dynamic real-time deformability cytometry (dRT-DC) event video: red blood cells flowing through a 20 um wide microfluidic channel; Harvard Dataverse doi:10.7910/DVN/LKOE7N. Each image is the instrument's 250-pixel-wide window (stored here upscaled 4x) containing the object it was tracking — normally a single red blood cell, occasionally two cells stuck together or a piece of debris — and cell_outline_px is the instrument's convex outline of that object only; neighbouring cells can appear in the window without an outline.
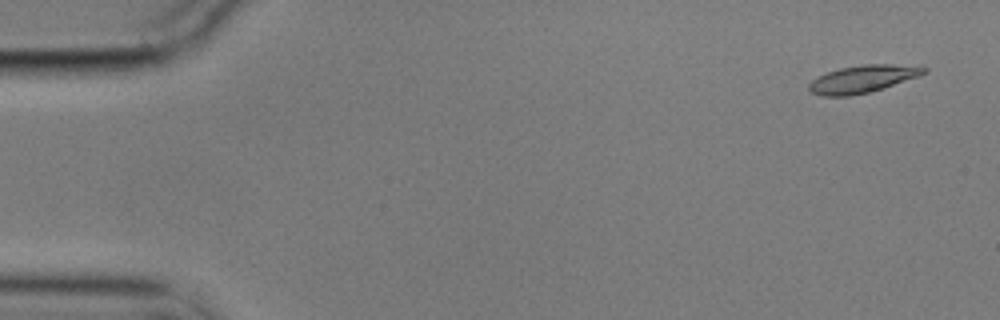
{"species": "common noctule bat (a hibernating species)", "species_latin": "Nyctalus noctula", "temperature_condition": "cold", "stored_images_in_passage": 55, "camera_frame_rate_fps": 3000, "um_per_image_px": 0.085, "animal": {"sex": "male", "body_mass_g": 17.9}, "frame": {"image": 1, "passage_image": 1, "time_ms": 0.0, "image_size_px": [1000, 320], "cell_outline_px": [[928, 72], [920, 76], [884, 88], [868, 92], [848, 96], [820, 96], [812, 92], [808, 88], [808, 84], [812, 80], [828, 72], [840, 68], [860, 64], [920, 64], [928, 68]], "centroid_in_image_um": [73.43, 6.69], "position_along_channel_um": 11.6, "area_um2": 18.73}}
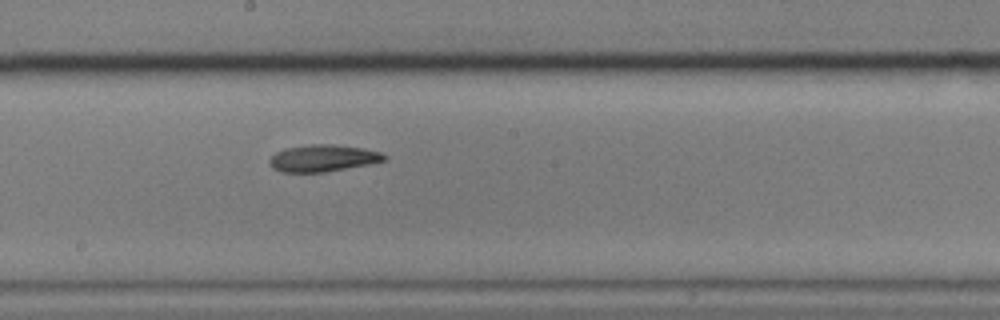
{"frame": {"image": 2, "passage_image": 29, "time_ms": 9.333, "image_size_px": [1000, 320], "cell_outline_px": [[388, 160], [368, 164], [324, 172], [280, 172], [272, 168], [268, 164], [268, 160], [276, 152], [284, 148], [312, 144], [332, 144], [364, 148], [380, 152], [388, 156]], "centroid_in_image_um": [27.44, 13.44], "position_along_channel_um": 220.8, "area_um2": 18.09}}
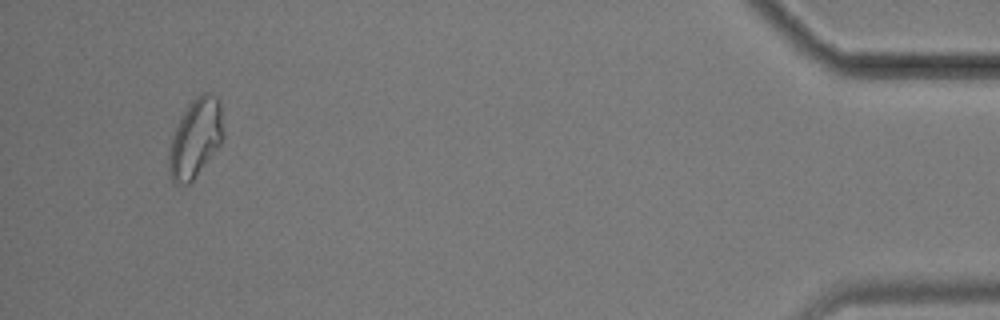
{"frame": {"image": 3, "passage_image": 52, "time_ms": 17.0, "image_size_px": [1000, 320], "cell_outline_px": [[224, 136], [220, 144], [192, 180], [188, 184], [176, 184], [172, 180], [168, 168], [168, 152], [176, 128], [188, 104], [196, 96], [204, 92], [208, 92], [216, 96], [220, 104], [224, 132]], "centroid_in_image_um": [16.62, 11.73], "position_along_channel_um": 418.6, "area_um2": 24.57}, "authors_computed_cell_mechanics": {"area_um2": 18.496, "velocity_mm_per_s": 3.5121, "shape_relaxation_time_tau1_ms": null, "shape_relaxation_time_tau2_ms": 5.9971, "deformation_change_tau1": null, "deformation_change_tau2": 0.1346}}